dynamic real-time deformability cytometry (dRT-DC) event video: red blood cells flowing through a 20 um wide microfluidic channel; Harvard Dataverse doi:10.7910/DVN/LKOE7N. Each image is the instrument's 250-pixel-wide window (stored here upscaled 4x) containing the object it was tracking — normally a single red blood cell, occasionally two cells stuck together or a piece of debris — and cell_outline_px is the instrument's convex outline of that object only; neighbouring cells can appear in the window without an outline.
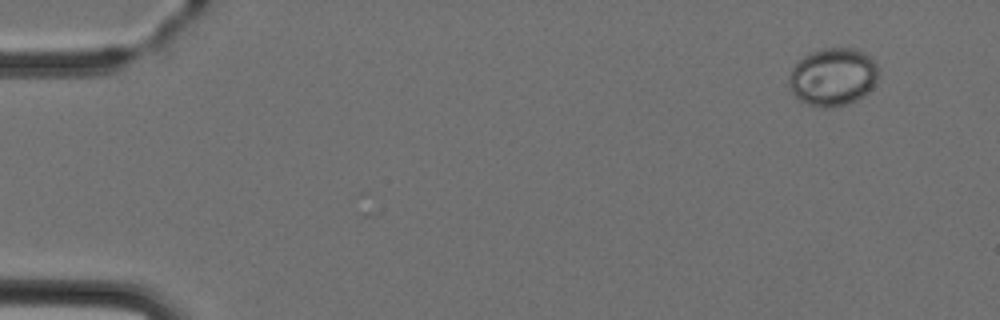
{"species": "Egyptian fruit bat (a non-hibernating species)", "species_latin": "Rousettus aegyptiacus", "temperature_condition": "cold", "stored_images_in_passage": 5, "camera_frame_rate_fps": 3000, "um_per_image_px": 0.085, "animal": {"sex": "female"}, "frame": {"image": 1, "passage_image": 1, "time_ms": 0.0, "image_size_px": [1000, 320], "cell_outline_px": [[880, 68], [876, 80], [872, 88], [868, 92], [856, 100], [848, 104], [832, 108], [824, 108], [808, 104], [800, 100], [788, 88], [788, 80], [792, 68], [804, 56], [820, 48], [852, 48], [864, 52], [872, 56], [876, 60]], "centroid_in_image_um": [70.83, 6.53], "position_along_channel_um": 14.2, "area_um2": 30.58}}